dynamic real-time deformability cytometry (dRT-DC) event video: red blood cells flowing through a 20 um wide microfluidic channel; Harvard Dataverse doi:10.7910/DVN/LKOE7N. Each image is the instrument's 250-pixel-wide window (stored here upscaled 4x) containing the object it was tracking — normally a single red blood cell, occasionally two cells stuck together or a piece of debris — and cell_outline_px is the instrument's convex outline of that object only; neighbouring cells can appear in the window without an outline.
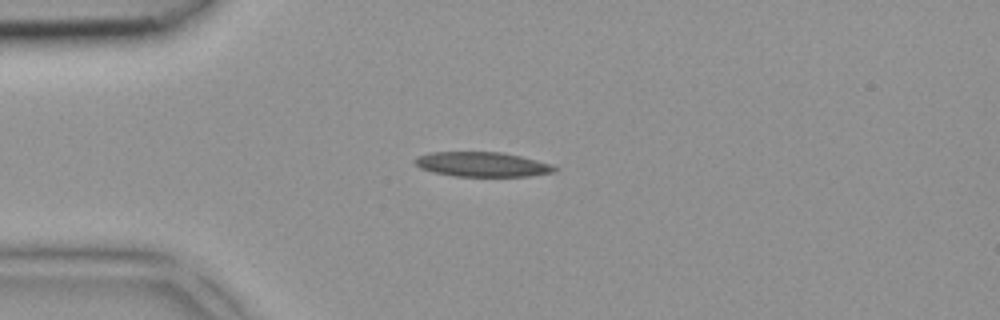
{"species": "common noctule bat (a hibernating species)", "species_latin": "Nyctalus noctula", "temperature_condition": "room temperature", "stored_images_in_passage": 1, "camera_frame_rate_fps": 3000, "um_per_image_px": 0.085, "animal": {"sex": "female", "body_mass_g": 18.4}, "frame": {"image": 1, "passage_image": 1, "time_ms": 0.0, "image_size_px": [1000, 320], "cell_outline_px": [[556, 168], [552, 172], [532, 176], [452, 176], [432, 172], [420, 168], [412, 160], [416, 156], [428, 152], [504, 152], [552, 164]], "centroid_in_image_um": [40.92, 13.96], "position_along_channel_um": 44.1, "area_um2": 20.17}}